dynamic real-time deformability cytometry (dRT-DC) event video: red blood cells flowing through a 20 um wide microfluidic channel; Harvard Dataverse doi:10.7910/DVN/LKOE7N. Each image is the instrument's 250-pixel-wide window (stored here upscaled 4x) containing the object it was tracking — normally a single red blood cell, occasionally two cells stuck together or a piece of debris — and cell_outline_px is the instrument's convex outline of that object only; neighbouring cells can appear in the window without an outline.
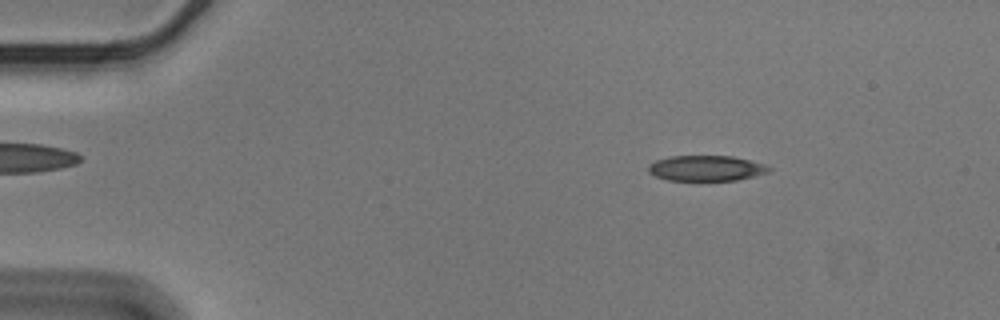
{"species": "Egyptian fruit bat (a non-hibernating species)", "species_latin": "Rousettus aegyptiacus", "temperature_condition": "cold", "stored_images_in_passage": 55, "camera_frame_rate_fps": 3000, "um_per_image_px": 0.085, "animal": {"sex": "male"}, "frame": {"image": 1, "passage_image": 8, "time_ms": 2.333, "image_size_px": [1000, 320], "cell_outline_px": [[772, 168], [768, 172], [736, 180], [668, 180], [656, 176], [648, 172], [648, 164], [656, 160], [668, 156], [732, 156], [748, 160]], "centroid_in_image_um": [59.95, 14.29], "position_along_channel_um": 25.1, "area_um2": 17.63}}
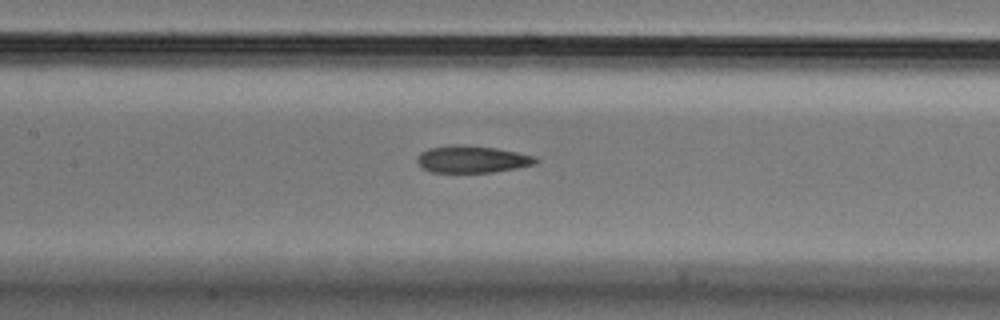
{"frame": {"image": 2, "passage_image": 26, "time_ms": 8.333, "image_size_px": [1000, 320], "cell_outline_px": [[540, 160], [536, 164], [516, 168], [492, 172], [432, 172], [420, 168], [416, 160], [416, 156], [420, 152], [428, 148], [448, 144], [464, 144], [496, 148], [536, 156]], "centroid_in_image_um": [40.09, 13.52], "position_along_channel_um": 167.3, "area_um2": 19.07}}
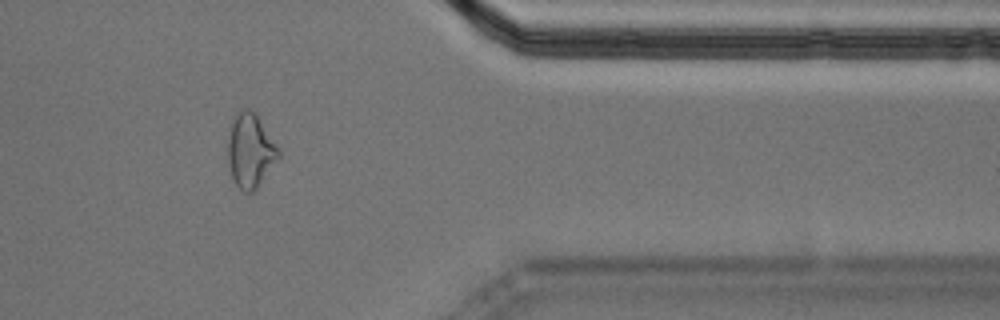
{"frame": {"image": 3, "passage_image": 46, "time_ms": 15.0, "image_size_px": [1000, 320], "cell_outline_px": [[280, 156], [256, 188], [252, 192], [244, 192], [236, 184], [232, 176], [228, 164], [228, 136], [232, 120], [236, 112], [244, 108], [248, 108], [256, 116], [276, 144], [280, 152]], "centroid_in_image_um": [21.25, 12.8], "position_along_channel_um": 390.2, "area_um2": 21.33}, "authors_computed_cell_mechanics": {"area_um2": 19.074, "velocity_mm_per_s": 3.5842, "shape_relaxation_time_tau1_ms": null, "shape_relaxation_time_tau2_ms": 3.6486, "deformation_change_tau1": null, "deformation_change_tau2": 0.1264}}